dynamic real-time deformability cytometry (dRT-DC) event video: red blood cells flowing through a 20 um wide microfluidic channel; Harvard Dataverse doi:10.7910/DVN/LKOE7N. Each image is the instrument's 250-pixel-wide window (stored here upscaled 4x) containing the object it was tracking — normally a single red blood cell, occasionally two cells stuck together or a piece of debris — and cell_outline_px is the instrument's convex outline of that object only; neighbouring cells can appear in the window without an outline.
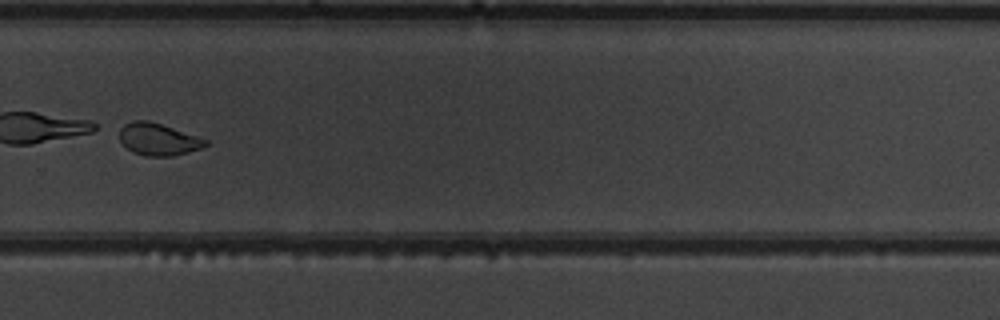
{"species": "common noctule bat (a hibernating species)", "species_latin": "Nyctalus noctula", "temperature_condition": "warm", "stored_images_in_passage": 51, "camera_frame_rate_fps": 3000, "um_per_image_px": 0.085, "animal": {"sex": "male", "body_mass_g": 19.5, "forearm_length_mm": 54.6}, "frame": {"image": 1, "passage_image": 37, "time_ms": 12.0, "image_size_px": [1000, 320], "cell_outline_px": [[208, 144], [200, 148], [188, 152], [172, 156], [144, 156], [132, 152], [120, 140], [120, 128], [124, 124], [132, 120], [148, 120], [208, 140]], "centroid_in_image_um": [13.42, 11.84], "position_along_channel_um": 316.4, "area_um2": 15.9}}